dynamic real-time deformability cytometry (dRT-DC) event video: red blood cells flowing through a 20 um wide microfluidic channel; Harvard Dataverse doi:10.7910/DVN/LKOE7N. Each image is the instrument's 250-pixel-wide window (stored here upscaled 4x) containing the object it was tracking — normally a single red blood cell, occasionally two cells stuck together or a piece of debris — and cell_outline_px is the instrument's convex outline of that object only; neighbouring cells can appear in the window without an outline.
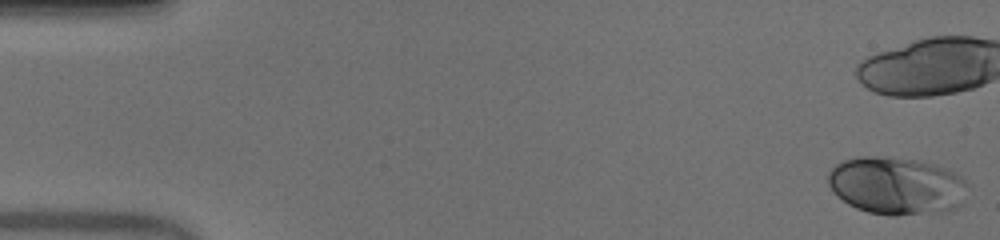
{"species": "human", "species_latin": "Homo sapiens", "temperature_condition": "warm", "stored_images_in_passage": 15, "camera_frame_rate_fps": 3000, "um_per_image_px": 0.085, "donor": {"sex": "male"}, "frame": {"image": 1, "passage_image": 1, "time_ms": 0.0, "image_size_px": [1000, 240], "cell_outline_px": [[968, 184], [964, 204], [956, 208], [944, 212], [896, 216], [892, 216], [868, 212], [856, 208], [848, 204], [828, 184], [828, 172], [836, 164], [844, 160], [860, 156], [888, 156], [920, 160], [936, 164], [948, 168], [960, 176]], "centroid_in_image_um": [76.26, 15.78], "position_along_channel_um": 8.7, "area_um2": 47.57}}